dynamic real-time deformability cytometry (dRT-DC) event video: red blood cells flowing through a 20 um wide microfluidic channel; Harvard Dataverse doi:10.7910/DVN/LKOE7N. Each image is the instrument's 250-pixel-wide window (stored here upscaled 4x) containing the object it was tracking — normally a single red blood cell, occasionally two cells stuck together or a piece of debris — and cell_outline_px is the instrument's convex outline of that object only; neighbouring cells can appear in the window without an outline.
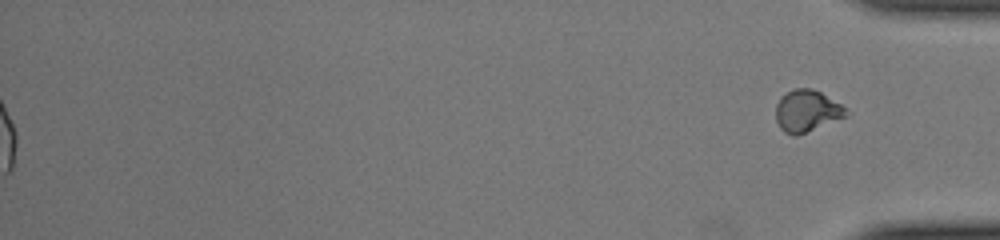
{"species": "common noctule bat (a hibernating species)", "species_latin": "Nyctalus noctula", "temperature_condition": "cold", "stored_images_in_passage": 44, "segment_of_instrument_passage": [2, 2], "camera_frame_rate_fps": 3000, "um_per_image_px": 0.085, "animal": {"sex": "female", "body_mass_g": 22.0, "forearm_length_mm": 56.7}, "frame": {"image": 1, "passage_image": 44, "time_ms": 14.333, "image_size_px": [1000, 240], "cell_outline_px": [[852, 112], [844, 116], [796, 136], [792, 136], [784, 132], [780, 128], [776, 120], [776, 104], [780, 96], [796, 88], [812, 88], [820, 92], [848, 108]], "centroid_in_image_um": [68.57, 9.42], "position_along_channel_um": 366.6, "area_um2": 16.99}}